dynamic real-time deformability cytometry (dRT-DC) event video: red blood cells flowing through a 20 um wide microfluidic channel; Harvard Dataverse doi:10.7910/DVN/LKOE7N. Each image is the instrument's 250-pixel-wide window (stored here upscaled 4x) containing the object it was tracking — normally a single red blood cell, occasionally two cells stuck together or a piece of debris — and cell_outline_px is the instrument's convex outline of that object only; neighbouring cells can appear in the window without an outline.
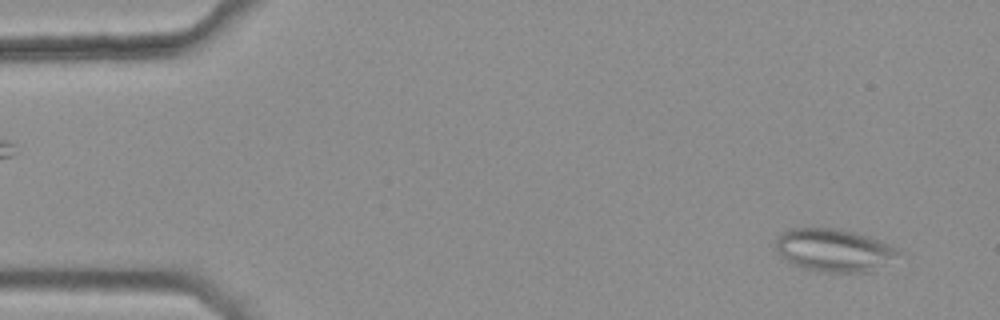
{"species": "common noctule bat (a hibernating species)", "species_latin": "Nyctalus noctula", "temperature_condition": "warm", "stored_images_in_passage": 45, "camera_frame_rate_fps": 3000, "um_per_image_px": 0.085, "animal": {"sex": "female", "body_mass_g": 25.1}, "frame": {"image": 1, "passage_image": 4, "time_ms": 1.0, "image_size_px": [1000, 320], "cell_outline_px": [[900, 252], [868, 272], [824, 272], [804, 268], [792, 264], [784, 260], [776, 252], [776, 236], [780, 232], [788, 228], [832, 228], [852, 232], [868, 236], [888, 244], [896, 248]], "centroid_in_image_um": [70.74, 21.25], "position_along_channel_um": 14.3, "area_um2": 30.11}}
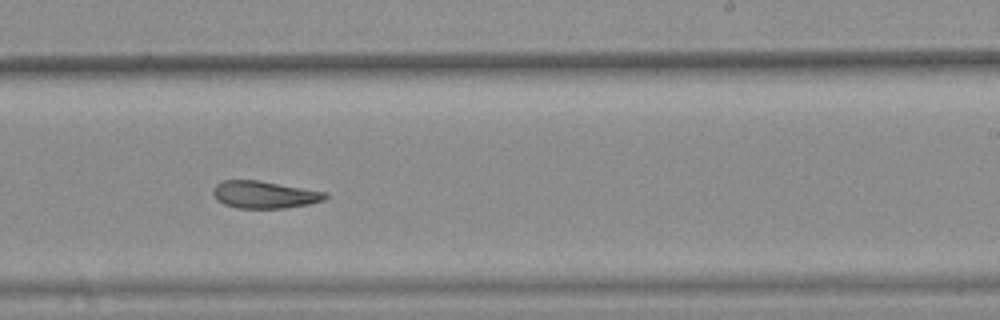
{"frame": {"image": 2, "passage_image": 33, "time_ms": 10.667, "image_size_px": [1000, 320], "cell_outline_px": [[328, 196], [324, 200], [308, 204], [284, 208], [236, 208], [224, 204], [212, 192], [212, 188], [216, 184], [224, 180], [260, 180], [328, 192]], "centroid_in_image_um": [22.5, 16.53], "position_along_channel_um": 266.5, "area_um2": 17.86}}
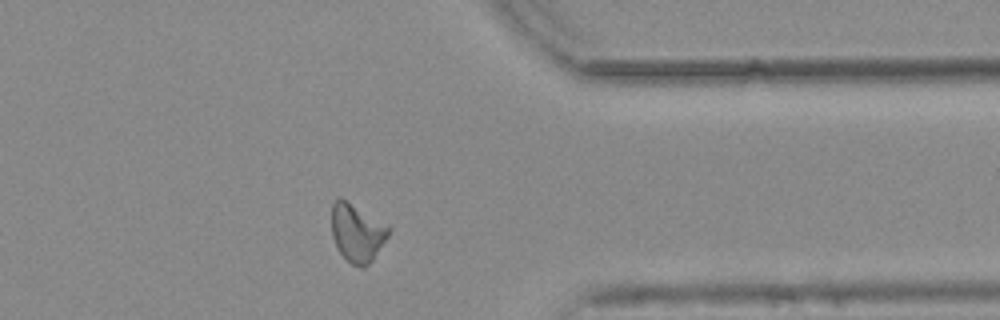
{"frame": {"image": 3, "passage_image": 43, "time_ms": 14.0, "image_size_px": [1000, 320], "cell_outline_px": [[392, 228], [388, 236], [372, 260], [364, 268], [360, 268], [352, 264], [336, 248], [332, 236], [332, 204], [340, 196], [388, 224]], "centroid_in_image_um": [30.36, 19.76], "position_along_channel_um": 381.0, "area_um2": 19.42}, "authors_computed_cell_mechanics": {"area_um2": 19.7676, "velocity_mm_per_s": 3.7519, "shape_relaxation_time_tau1_ms": null, "shape_relaxation_time_tau2_ms": 11.1999, "deformation_change_tau1": null, "deformation_change_tau2": 0.2374}}